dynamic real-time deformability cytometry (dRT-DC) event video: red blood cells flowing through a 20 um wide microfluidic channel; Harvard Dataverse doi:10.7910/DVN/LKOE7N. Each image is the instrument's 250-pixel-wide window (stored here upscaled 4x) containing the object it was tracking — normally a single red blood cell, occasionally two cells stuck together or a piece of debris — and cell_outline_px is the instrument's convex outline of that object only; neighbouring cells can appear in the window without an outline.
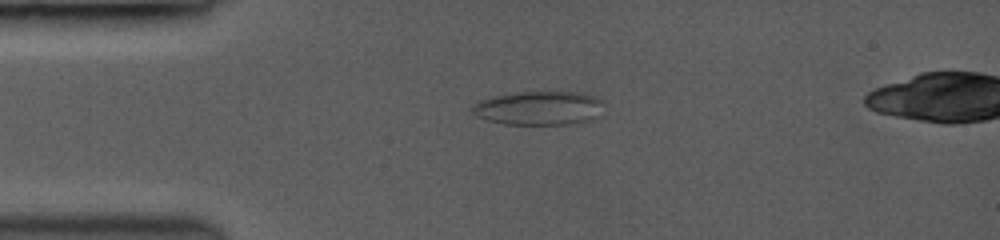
{"species": "common noctule bat (a hibernating species)", "species_latin": "Nyctalus noctula", "temperature_condition": "room temperature", "stored_images_in_passage": 45, "camera_frame_rate_fps": 3500, "um_per_image_px": 0.085, "animal": {"sex": "female", "body_mass_g": 19.0, "forearm_length_mm": 53.3}, "frame": {"image": 1, "passage_image": 1, "time_ms": 0.0, "image_size_px": [1000, 240], "cell_outline_px": [[604, 100], [600, 116], [588, 120], [572, 124], [504, 124], [488, 120], [476, 116], [472, 112], [472, 108], [476, 104], [484, 100], [496, 96], [524, 92], [568, 92], [596, 96]], "centroid_in_image_um": [45.88, 9.2], "position_along_channel_um": 39.1, "area_um2": 25.61}}
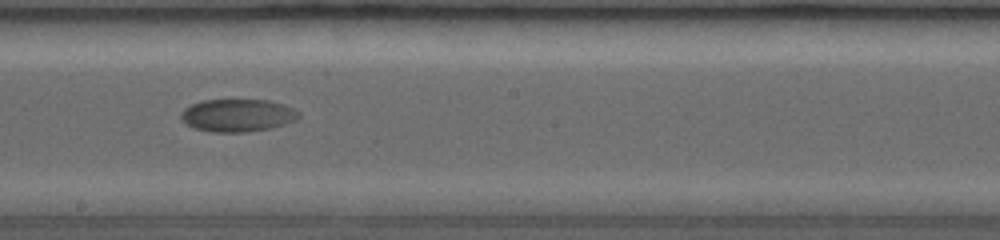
{"frame": {"image": 2, "passage_image": 21, "time_ms": 5.714, "image_size_px": [1000, 240], "cell_outline_px": [[300, 116], [296, 120], [272, 128], [244, 132], [212, 132], [192, 128], [180, 116], [184, 108], [192, 104], [204, 100], [264, 100], [280, 104], [292, 108], [300, 112]], "centroid_in_image_um": [20.19, 9.81], "position_along_channel_um": 228.0, "area_um2": 22.2}}
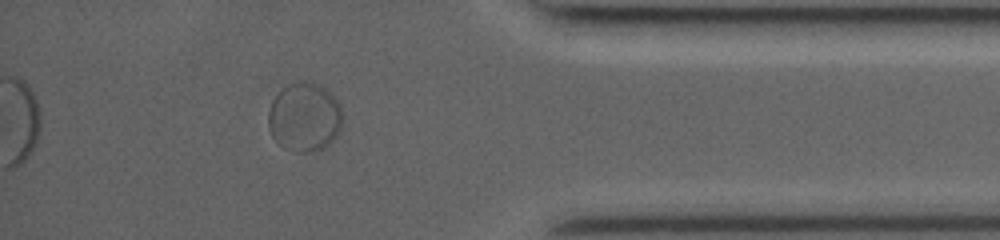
{"frame": {"image": 3, "passage_image": 39, "time_ms": 10.857, "image_size_px": [1000, 240], "cell_outline_px": [[344, 116], [340, 132], [324, 148], [312, 152], [296, 152], [284, 148], [272, 136], [268, 128], [268, 112], [272, 100], [280, 88], [292, 84], [312, 80], [320, 84], [340, 104]], "centroid_in_image_um": [25.89, 9.96], "position_along_channel_um": 409.3, "area_um2": 30.17}}